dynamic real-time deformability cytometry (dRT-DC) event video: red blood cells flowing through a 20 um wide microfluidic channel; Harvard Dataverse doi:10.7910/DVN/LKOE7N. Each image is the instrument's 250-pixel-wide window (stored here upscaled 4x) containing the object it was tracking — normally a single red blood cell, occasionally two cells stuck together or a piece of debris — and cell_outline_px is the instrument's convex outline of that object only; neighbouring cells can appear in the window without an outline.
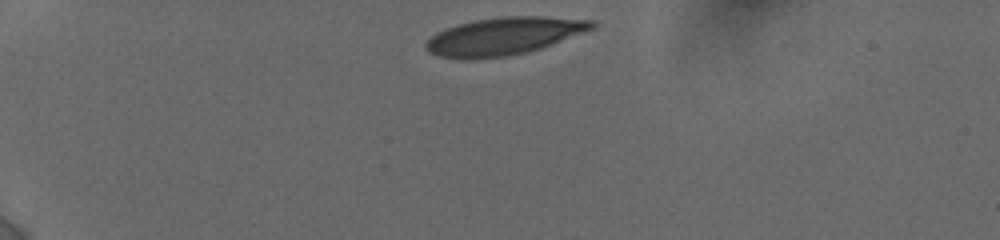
{"species": "human", "species_latin": "Homo sapiens", "temperature_condition": "cold", "stored_images_in_passage": 15, "camera_frame_rate_fps": 3000, "um_per_image_px": 0.085, "donor": {"sex": "female"}, "frame": {"image": 1, "passage_image": 1, "time_ms": 0.0, "image_size_px": [1000, 240], "cell_outline_px": [[596, 28], [540, 48], [508, 56], [472, 60], [460, 60], [440, 56], [428, 52], [424, 48], [424, 44], [436, 32], [444, 28], [456, 24], [476, 20], [500, 16], [540, 16], [596, 20]], "centroid_in_image_um": [42.8, 3.07], "position_along_channel_um": 42.2, "area_um2": 36.7}}
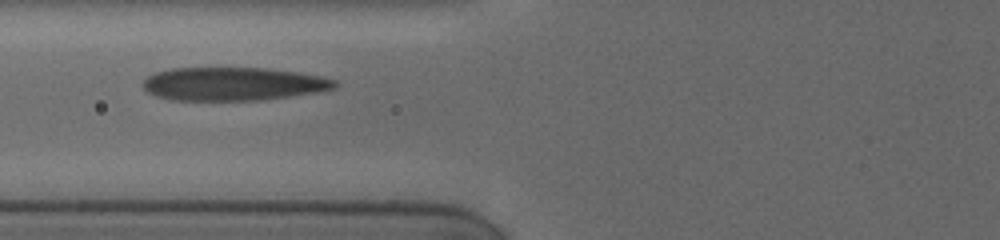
{"frame": {"image": 2, "passage_image": 7, "time_ms": 3.333, "image_size_px": [1000, 240], "cell_outline_px": [[340, 84], [336, 88], [288, 96], [256, 100], [176, 100], [160, 96], [148, 92], [144, 88], [144, 80], [148, 76], [156, 72], [172, 68], [268, 68], [296, 72], [320, 76], [336, 80]], "centroid_in_image_um": [19.83, 7.12], "position_along_channel_um": 106.0, "area_um2": 36.76}}
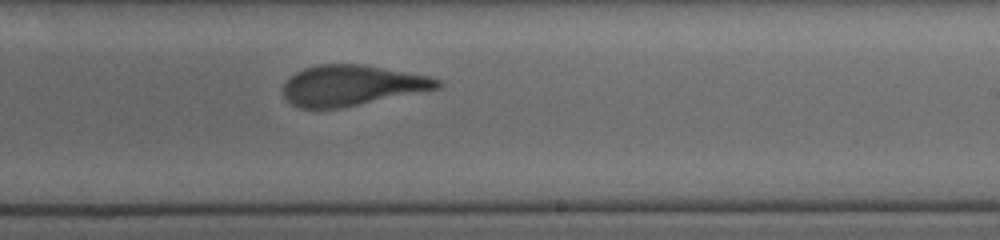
{"frame": {"image": 3, "passage_image": 15, "time_ms": 7.333, "image_size_px": [1000, 240], "cell_outline_px": [[444, 84], [440, 88], [340, 108], [300, 108], [292, 104], [284, 96], [284, 84], [296, 72], [304, 68], [316, 64], [364, 64], [428, 76], [444, 80]], "centroid_in_image_um": [29.94, 7.25], "position_along_channel_um": 259.1, "area_um2": 36.3}}